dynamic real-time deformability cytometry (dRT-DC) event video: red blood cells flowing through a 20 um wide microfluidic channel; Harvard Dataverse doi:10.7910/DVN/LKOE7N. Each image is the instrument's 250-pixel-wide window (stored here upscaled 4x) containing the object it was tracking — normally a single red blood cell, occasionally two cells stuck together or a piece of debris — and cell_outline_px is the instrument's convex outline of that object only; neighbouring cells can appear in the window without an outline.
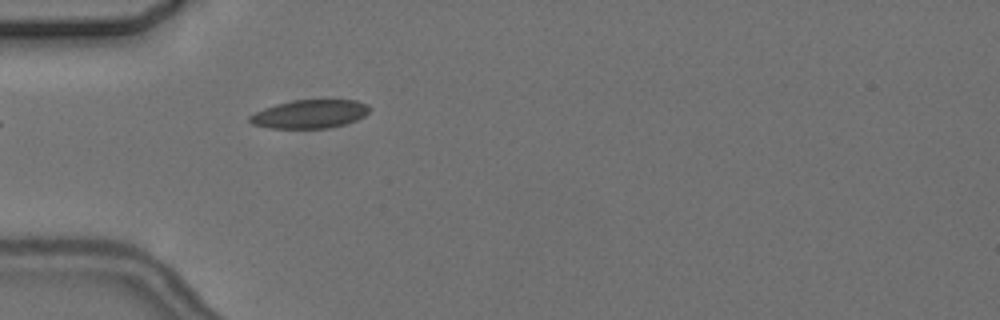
{"species": "common noctule bat (a hibernating species)", "species_latin": "Nyctalus noctula", "temperature_condition": "cold", "stored_images_in_passage": 2, "camera_frame_rate_fps": 3000, "um_per_image_px": 0.085, "animal": {"sex": "female", "body_mass_g": 24.6, "forearm_length_mm": 56.2}, "frame": {"image": 1, "passage_image": 2, "time_ms": 1.0, "image_size_px": [1000, 320], "cell_outline_px": [[372, 108], [364, 116], [356, 120], [344, 124], [328, 128], [268, 128], [252, 124], [248, 120], [248, 116], [264, 108], [276, 104], [292, 100], [356, 100], [368, 104]], "centroid_in_image_um": [26.33, 9.69], "position_along_channel_um": 58.7, "area_um2": 19.94}}